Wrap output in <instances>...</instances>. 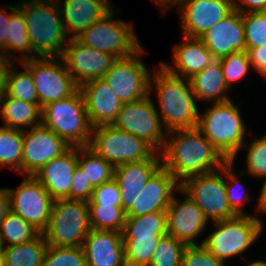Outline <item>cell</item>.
I'll return each instance as SVG.
<instances>
[{
	"label": "cell",
	"mask_w": 266,
	"mask_h": 266,
	"mask_svg": "<svg viewBox=\"0 0 266 266\" xmlns=\"http://www.w3.org/2000/svg\"><path fill=\"white\" fill-rule=\"evenodd\" d=\"M122 234L123 237L167 235L166 211H156L137 217H126Z\"/></svg>",
	"instance_id": "obj_34"
},
{
	"label": "cell",
	"mask_w": 266,
	"mask_h": 266,
	"mask_svg": "<svg viewBox=\"0 0 266 266\" xmlns=\"http://www.w3.org/2000/svg\"><path fill=\"white\" fill-rule=\"evenodd\" d=\"M90 230L87 201L57 199L53 200L50 220L42 234L48 245L82 247Z\"/></svg>",
	"instance_id": "obj_7"
},
{
	"label": "cell",
	"mask_w": 266,
	"mask_h": 266,
	"mask_svg": "<svg viewBox=\"0 0 266 266\" xmlns=\"http://www.w3.org/2000/svg\"><path fill=\"white\" fill-rule=\"evenodd\" d=\"M180 188L200 207L209 222L235 217L225 187V165L216 171L185 180Z\"/></svg>",
	"instance_id": "obj_10"
},
{
	"label": "cell",
	"mask_w": 266,
	"mask_h": 266,
	"mask_svg": "<svg viewBox=\"0 0 266 266\" xmlns=\"http://www.w3.org/2000/svg\"><path fill=\"white\" fill-rule=\"evenodd\" d=\"M261 77H263L264 78L263 80L266 81V73L264 75H262Z\"/></svg>",
	"instance_id": "obj_58"
},
{
	"label": "cell",
	"mask_w": 266,
	"mask_h": 266,
	"mask_svg": "<svg viewBox=\"0 0 266 266\" xmlns=\"http://www.w3.org/2000/svg\"><path fill=\"white\" fill-rule=\"evenodd\" d=\"M178 193L184 194L182 200L176 196ZM166 214L167 235L186 246L201 245V242L196 241L203 236L210 222L200 207L181 188L174 193Z\"/></svg>",
	"instance_id": "obj_15"
},
{
	"label": "cell",
	"mask_w": 266,
	"mask_h": 266,
	"mask_svg": "<svg viewBox=\"0 0 266 266\" xmlns=\"http://www.w3.org/2000/svg\"><path fill=\"white\" fill-rule=\"evenodd\" d=\"M246 48L266 46V11L242 13Z\"/></svg>",
	"instance_id": "obj_42"
},
{
	"label": "cell",
	"mask_w": 266,
	"mask_h": 266,
	"mask_svg": "<svg viewBox=\"0 0 266 266\" xmlns=\"http://www.w3.org/2000/svg\"><path fill=\"white\" fill-rule=\"evenodd\" d=\"M48 243L40 233L29 242L3 248L5 266H42Z\"/></svg>",
	"instance_id": "obj_30"
},
{
	"label": "cell",
	"mask_w": 266,
	"mask_h": 266,
	"mask_svg": "<svg viewBox=\"0 0 266 266\" xmlns=\"http://www.w3.org/2000/svg\"><path fill=\"white\" fill-rule=\"evenodd\" d=\"M10 211V199L8 189L0 188V221Z\"/></svg>",
	"instance_id": "obj_51"
},
{
	"label": "cell",
	"mask_w": 266,
	"mask_h": 266,
	"mask_svg": "<svg viewBox=\"0 0 266 266\" xmlns=\"http://www.w3.org/2000/svg\"><path fill=\"white\" fill-rule=\"evenodd\" d=\"M78 167L94 188L114 177V167L88 146L78 147Z\"/></svg>",
	"instance_id": "obj_33"
},
{
	"label": "cell",
	"mask_w": 266,
	"mask_h": 266,
	"mask_svg": "<svg viewBox=\"0 0 266 266\" xmlns=\"http://www.w3.org/2000/svg\"><path fill=\"white\" fill-rule=\"evenodd\" d=\"M241 105L233 99L213 103L200 112L197 129L227 161H236L247 136V123L241 115Z\"/></svg>",
	"instance_id": "obj_3"
},
{
	"label": "cell",
	"mask_w": 266,
	"mask_h": 266,
	"mask_svg": "<svg viewBox=\"0 0 266 266\" xmlns=\"http://www.w3.org/2000/svg\"><path fill=\"white\" fill-rule=\"evenodd\" d=\"M250 140L251 143L245 142L242 146V150H247L245 153V166L243 171L238 173L240 176H251L252 178H259L266 180V134L263 136H256ZM244 148V149H243Z\"/></svg>",
	"instance_id": "obj_38"
},
{
	"label": "cell",
	"mask_w": 266,
	"mask_h": 266,
	"mask_svg": "<svg viewBox=\"0 0 266 266\" xmlns=\"http://www.w3.org/2000/svg\"><path fill=\"white\" fill-rule=\"evenodd\" d=\"M3 248H4V246L2 244V240H1V237H0V252L3 251Z\"/></svg>",
	"instance_id": "obj_57"
},
{
	"label": "cell",
	"mask_w": 266,
	"mask_h": 266,
	"mask_svg": "<svg viewBox=\"0 0 266 266\" xmlns=\"http://www.w3.org/2000/svg\"><path fill=\"white\" fill-rule=\"evenodd\" d=\"M252 69L260 77L266 73V46L256 48H246Z\"/></svg>",
	"instance_id": "obj_48"
},
{
	"label": "cell",
	"mask_w": 266,
	"mask_h": 266,
	"mask_svg": "<svg viewBox=\"0 0 266 266\" xmlns=\"http://www.w3.org/2000/svg\"><path fill=\"white\" fill-rule=\"evenodd\" d=\"M78 166V147H70L58 158L44 165L34 177L49 192L53 200L70 199L74 170Z\"/></svg>",
	"instance_id": "obj_25"
},
{
	"label": "cell",
	"mask_w": 266,
	"mask_h": 266,
	"mask_svg": "<svg viewBox=\"0 0 266 266\" xmlns=\"http://www.w3.org/2000/svg\"><path fill=\"white\" fill-rule=\"evenodd\" d=\"M61 58L78 86L103 78L117 60L112 54L85 46L76 38L68 41Z\"/></svg>",
	"instance_id": "obj_17"
},
{
	"label": "cell",
	"mask_w": 266,
	"mask_h": 266,
	"mask_svg": "<svg viewBox=\"0 0 266 266\" xmlns=\"http://www.w3.org/2000/svg\"><path fill=\"white\" fill-rule=\"evenodd\" d=\"M186 245L172 236L161 238L154 250L149 266H182V256Z\"/></svg>",
	"instance_id": "obj_40"
},
{
	"label": "cell",
	"mask_w": 266,
	"mask_h": 266,
	"mask_svg": "<svg viewBox=\"0 0 266 266\" xmlns=\"http://www.w3.org/2000/svg\"><path fill=\"white\" fill-rule=\"evenodd\" d=\"M39 234L37 229L11 210L0 221V237L4 247L29 242Z\"/></svg>",
	"instance_id": "obj_35"
},
{
	"label": "cell",
	"mask_w": 266,
	"mask_h": 266,
	"mask_svg": "<svg viewBox=\"0 0 266 266\" xmlns=\"http://www.w3.org/2000/svg\"><path fill=\"white\" fill-rule=\"evenodd\" d=\"M161 166V154L157 152L151 159L114 167V179L120 188L121 207L125 213L131 209L138 194Z\"/></svg>",
	"instance_id": "obj_22"
},
{
	"label": "cell",
	"mask_w": 266,
	"mask_h": 266,
	"mask_svg": "<svg viewBox=\"0 0 266 266\" xmlns=\"http://www.w3.org/2000/svg\"><path fill=\"white\" fill-rule=\"evenodd\" d=\"M181 39L182 42L173 46V63L170 65L167 62L160 61V64L169 73L190 79L216 59L200 38L182 35Z\"/></svg>",
	"instance_id": "obj_24"
},
{
	"label": "cell",
	"mask_w": 266,
	"mask_h": 266,
	"mask_svg": "<svg viewBox=\"0 0 266 266\" xmlns=\"http://www.w3.org/2000/svg\"><path fill=\"white\" fill-rule=\"evenodd\" d=\"M82 248L86 266H126L122 232L91 229Z\"/></svg>",
	"instance_id": "obj_23"
},
{
	"label": "cell",
	"mask_w": 266,
	"mask_h": 266,
	"mask_svg": "<svg viewBox=\"0 0 266 266\" xmlns=\"http://www.w3.org/2000/svg\"><path fill=\"white\" fill-rule=\"evenodd\" d=\"M23 130L0 126V170L6 167L22 177Z\"/></svg>",
	"instance_id": "obj_32"
},
{
	"label": "cell",
	"mask_w": 266,
	"mask_h": 266,
	"mask_svg": "<svg viewBox=\"0 0 266 266\" xmlns=\"http://www.w3.org/2000/svg\"><path fill=\"white\" fill-rule=\"evenodd\" d=\"M41 113V124L52 130L69 146L89 145L92 127L80 90L65 99L45 105Z\"/></svg>",
	"instance_id": "obj_6"
},
{
	"label": "cell",
	"mask_w": 266,
	"mask_h": 266,
	"mask_svg": "<svg viewBox=\"0 0 266 266\" xmlns=\"http://www.w3.org/2000/svg\"><path fill=\"white\" fill-rule=\"evenodd\" d=\"M18 64L24 68L22 71L18 69L17 62H8L4 92L8 96L22 101L39 103L31 71L22 62H18Z\"/></svg>",
	"instance_id": "obj_31"
},
{
	"label": "cell",
	"mask_w": 266,
	"mask_h": 266,
	"mask_svg": "<svg viewBox=\"0 0 266 266\" xmlns=\"http://www.w3.org/2000/svg\"><path fill=\"white\" fill-rule=\"evenodd\" d=\"M8 67V62L0 57V97L4 94L5 72Z\"/></svg>",
	"instance_id": "obj_53"
},
{
	"label": "cell",
	"mask_w": 266,
	"mask_h": 266,
	"mask_svg": "<svg viewBox=\"0 0 266 266\" xmlns=\"http://www.w3.org/2000/svg\"><path fill=\"white\" fill-rule=\"evenodd\" d=\"M70 147L42 124L23 130L22 176H34L44 165L61 156Z\"/></svg>",
	"instance_id": "obj_16"
},
{
	"label": "cell",
	"mask_w": 266,
	"mask_h": 266,
	"mask_svg": "<svg viewBox=\"0 0 266 266\" xmlns=\"http://www.w3.org/2000/svg\"><path fill=\"white\" fill-rule=\"evenodd\" d=\"M182 266H227L217 259L202 244L186 246L182 256Z\"/></svg>",
	"instance_id": "obj_44"
},
{
	"label": "cell",
	"mask_w": 266,
	"mask_h": 266,
	"mask_svg": "<svg viewBox=\"0 0 266 266\" xmlns=\"http://www.w3.org/2000/svg\"><path fill=\"white\" fill-rule=\"evenodd\" d=\"M88 205L91 229L123 231L126 221V213L123 211L122 207L100 204Z\"/></svg>",
	"instance_id": "obj_37"
},
{
	"label": "cell",
	"mask_w": 266,
	"mask_h": 266,
	"mask_svg": "<svg viewBox=\"0 0 266 266\" xmlns=\"http://www.w3.org/2000/svg\"><path fill=\"white\" fill-rule=\"evenodd\" d=\"M14 52H17L20 56H16ZM33 58L36 57L33 55V49L28 38L25 17L15 2L10 5L8 62L18 63Z\"/></svg>",
	"instance_id": "obj_29"
},
{
	"label": "cell",
	"mask_w": 266,
	"mask_h": 266,
	"mask_svg": "<svg viewBox=\"0 0 266 266\" xmlns=\"http://www.w3.org/2000/svg\"><path fill=\"white\" fill-rule=\"evenodd\" d=\"M88 147L113 167L151 159L157 151L143 139L113 125L92 128Z\"/></svg>",
	"instance_id": "obj_9"
},
{
	"label": "cell",
	"mask_w": 266,
	"mask_h": 266,
	"mask_svg": "<svg viewBox=\"0 0 266 266\" xmlns=\"http://www.w3.org/2000/svg\"><path fill=\"white\" fill-rule=\"evenodd\" d=\"M262 184L263 185L260 188L261 191L259 192L260 194L258 195L259 198L256 199V201L258 200L256 203V207L254 206L256 212L255 215H253V217L256 220H258L260 224L264 226L262 219L259 218L261 216H257L258 213L262 214V212L266 214V180H263Z\"/></svg>",
	"instance_id": "obj_50"
},
{
	"label": "cell",
	"mask_w": 266,
	"mask_h": 266,
	"mask_svg": "<svg viewBox=\"0 0 266 266\" xmlns=\"http://www.w3.org/2000/svg\"><path fill=\"white\" fill-rule=\"evenodd\" d=\"M92 128L112 125L123 102L112 91L104 78L94 79L79 86Z\"/></svg>",
	"instance_id": "obj_21"
},
{
	"label": "cell",
	"mask_w": 266,
	"mask_h": 266,
	"mask_svg": "<svg viewBox=\"0 0 266 266\" xmlns=\"http://www.w3.org/2000/svg\"><path fill=\"white\" fill-rule=\"evenodd\" d=\"M213 232L204 237L201 244L225 264L230 258L243 256L261 238L264 227L252 215H236L233 218L212 222ZM216 227V228H215ZM215 228V230H214ZM227 260V261H226Z\"/></svg>",
	"instance_id": "obj_5"
},
{
	"label": "cell",
	"mask_w": 266,
	"mask_h": 266,
	"mask_svg": "<svg viewBox=\"0 0 266 266\" xmlns=\"http://www.w3.org/2000/svg\"><path fill=\"white\" fill-rule=\"evenodd\" d=\"M93 189L94 187L90 184V181L77 166L72 177L70 199L88 202L91 199Z\"/></svg>",
	"instance_id": "obj_46"
},
{
	"label": "cell",
	"mask_w": 266,
	"mask_h": 266,
	"mask_svg": "<svg viewBox=\"0 0 266 266\" xmlns=\"http://www.w3.org/2000/svg\"><path fill=\"white\" fill-rule=\"evenodd\" d=\"M142 47L128 58L117 59L103 77L123 103L141 100L149 95L151 73L142 60Z\"/></svg>",
	"instance_id": "obj_13"
},
{
	"label": "cell",
	"mask_w": 266,
	"mask_h": 266,
	"mask_svg": "<svg viewBox=\"0 0 266 266\" xmlns=\"http://www.w3.org/2000/svg\"><path fill=\"white\" fill-rule=\"evenodd\" d=\"M152 99L149 94L141 100L123 103L112 125L143 139L160 153L165 144L167 131L155 108L156 102Z\"/></svg>",
	"instance_id": "obj_12"
},
{
	"label": "cell",
	"mask_w": 266,
	"mask_h": 266,
	"mask_svg": "<svg viewBox=\"0 0 266 266\" xmlns=\"http://www.w3.org/2000/svg\"><path fill=\"white\" fill-rule=\"evenodd\" d=\"M0 266H5L4 265V257H3L2 251L0 252Z\"/></svg>",
	"instance_id": "obj_56"
},
{
	"label": "cell",
	"mask_w": 266,
	"mask_h": 266,
	"mask_svg": "<svg viewBox=\"0 0 266 266\" xmlns=\"http://www.w3.org/2000/svg\"><path fill=\"white\" fill-rule=\"evenodd\" d=\"M35 57H61L70 38L57 2H17ZM68 38V39H67Z\"/></svg>",
	"instance_id": "obj_4"
},
{
	"label": "cell",
	"mask_w": 266,
	"mask_h": 266,
	"mask_svg": "<svg viewBox=\"0 0 266 266\" xmlns=\"http://www.w3.org/2000/svg\"><path fill=\"white\" fill-rule=\"evenodd\" d=\"M88 204L112 205L121 207V193L117 181L114 177L104 184L93 189L91 199Z\"/></svg>",
	"instance_id": "obj_45"
},
{
	"label": "cell",
	"mask_w": 266,
	"mask_h": 266,
	"mask_svg": "<svg viewBox=\"0 0 266 266\" xmlns=\"http://www.w3.org/2000/svg\"><path fill=\"white\" fill-rule=\"evenodd\" d=\"M180 184L161 166L138 194L126 217L143 216L156 211H166Z\"/></svg>",
	"instance_id": "obj_20"
},
{
	"label": "cell",
	"mask_w": 266,
	"mask_h": 266,
	"mask_svg": "<svg viewBox=\"0 0 266 266\" xmlns=\"http://www.w3.org/2000/svg\"><path fill=\"white\" fill-rule=\"evenodd\" d=\"M10 210L40 233L49 223L53 199L34 176H23L17 188H9Z\"/></svg>",
	"instance_id": "obj_14"
},
{
	"label": "cell",
	"mask_w": 266,
	"mask_h": 266,
	"mask_svg": "<svg viewBox=\"0 0 266 266\" xmlns=\"http://www.w3.org/2000/svg\"><path fill=\"white\" fill-rule=\"evenodd\" d=\"M189 80L198 101L221 103L232 99L227 94L231 89L225 83L220 60L216 59Z\"/></svg>",
	"instance_id": "obj_27"
},
{
	"label": "cell",
	"mask_w": 266,
	"mask_h": 266,
	"mask_svg": "<svg viewBox=\"0 0 266 266\" xmlns=\"http://www.w3.org/2000/svg\"><path fill=\"white\" fill-rule=\"evenodd\" d=\"M22 63L31 71L41 108L79 90L61 57H36Z\"/></svg>",
	"instance_id": "obj_11"
},
{
	"label": "cell",
	"mask_w": 266,
	"mask_h": 266,
	"mask_svg": "<svg viewBox=\"0 0 266 266\" xmlns=\"http://www.w3.org/2000/svg\"><path fill=\"white\" fill-rule=\"evenodd\" d=\"M234 167L235 161H228L225 164V187L229 205L237 215H251L244 209L245 205L251 202L252 196L248 193L247 187L243 185L241 177L234 172Z\"/></svg>",
	"instance_id": "obj_39"
},
{
	"label": "cell",
	"mask_w": 266,
	"mask_h": 266,
	"mask_svg": "<svg viewBox=\"0 0 266 266\" xmlns=\"http://www.w3.org/2000/svg\"><path fill=\"white\" fill-rule=\"evenodd\" d=\"M154 3V6L158 7L160 11H162L160 14L162 16H165L167 11H169L172 8H176L182 0H150V2Z\"/></svg>",
	"instance_id": "obj_52"
},
{
	"label": "cell",
	"mask_w": 266,
	"mask_h": 266,
	"mask_svg": "<svg viewBox=\"0 0 266 266\" xmlns=\"http://www.w3.org/2000/svg\"><path fill=\"white\" fill-rule=\"evenodd\" d=\"M247 266H266V261L263 259H255L253 261H249V264H247Z\"/></svg>",
	"instance_id": "obj_54"
},
{
	"label": "cell",
	"mask_w": 266,
	"mask_h": 266,
	"mask_svg": "<svg viewBox=\"0 0 266 266\" xmlns=\"http://www.w3.org/2000/svg\"><path fill=\"white\" fill-rule=\"evenodd\" d=\"M42 266H86L83 248L48 245Z\"/></svg>",
	"instance_id": "obj_43"
},
{
	"label": "cell",
	"mask_w": 266,
	"mask_h": 266,
	"mask_svg": "<svg viewBox=\"0 0 266 266\" xmlns=\"http://www.w3.org/2000/svg\"><path fill=\"white\" fill-rule=\"evenodd\" d=\"M153 67L149 94L156 95L155 108L164 129L169 132L197 128L200 111L190 80L169 73L159 63Z\"/></svg>",
	"instance_id": "obj_2"
},
{
	"label": "cell",
	"mask_w": 266,
	"mask_h": 266,
	"mask_svg": "<svg viewBox=\"0 0 266 266\" xmlns=\"http://www.w3.org/2000/svg\"><path fill=\"white\" fill-rule=\"evenodd\" d=\"M164 236L123 237L126 266H149L154 250Z\"/></svg>",
	"instance_id": "obj_36"
},
{
	"label": "cell",
	"mask_w": 266,
	"mask_h": 266,
	"mask_svg": "<svg viewBox=\"0 0 266 266\" xmlns=\"http://www.w3.org/2000/svg\"><path fill=\"white\" fill-rule=\"evenodd\" d=\"M200 39L217 60L234 52L246 51L242 13L234 9Z\"/></svg>",
	"instance_id": "obj_19"
},
{
	"label": "cell",
	"mask_w": 266,
	"mask_h": 266,
	"mask_svg": "<svg viewBox=\"0 0 266 266\" xmlns=\"http://www.w3.org/2000/svg\"><path fill=\"white\" fill-rule=\"evenodd\" d=\"M233 3L241 13L266 11V0H233Z\"/></svg>",
	"instance_id": "obj_49"
},
{
	"label": "cell",
	"mask_w": 266,
	"mask_h": 266,
	"mask_svg": "<svg viewBox=\"0 0 266 266\" xmlns=\"http://www.w3.org/2000/svg\"><path fill=\"white\" fill-rule=\"evenodd\" d=\"M219 60L222 66L225 83L229 89L234 82H238L244 78L247 79L250 69H252L247 51L234 52Z\"/></svg>",
	"instance_id": "obj_41"
},
{
	"label": "cell",
	"mask_w": 266,
	"mask_h": 266,
	"mask_svg": "<svg viewBox=\"0 0 266 266\" xmlns=\"http://www.w3.org/2000/svg\"><path fill=\"white\" fill-rule=\"evenodd\" d=\"M176 9L182 25L181 35L200 38L234 10V3L233 0H182Z\"/></svg>",
	"instance_id": "obj_18"
},
{
	"label": "cell",
	"mask_w": 266,
	"mask_h": 266,
	"mask_svg": "<svg viewBox=\"0 0 266 266\" xmlns=\"http://www.w3.org/2000/svg\"><path fill=\"white\" fill-rule=\"evenodd\" d=\"M57 4L70 39L79 36L115 7L110 0H57Z\"/></svg>",
	"instance_id": "obj_26"
},
{
	"label": "cell",
	"mask_w": 266,
	"mask_h": 266,
	"mask_svg": "<svg viewBox=\"0 0 266 266\" xmlns=\"http://www.w3.org/2000/svg\"><path fill=\"white\" fill-rule=\"evenodd\" d=\"M41 111L39 103L22 101L5 92L0 97V118L5 127L26 130L41 125Z\"/></svg>",
	"instance_id": "obj_28"
},
{
	"label": "cell",
	"mask_w": 266,
	"mask_h": 266,
	"mask_svg": "<svg viewBox=\"0 0 266 266\" xmlns=\"http://www.w3.org/2000/svg\"><path fill=\"white\" fill-rule=\"evenodd\" d=\"M160 154L162 166L180 185L192 176L216 171L228 162L197 128L167 132Z\"/></svg>",
	"instance_id": "obj_1"
},
{
	"label": "cell",
	"mask_w": 266,
	"mask_h": 266,
	"mask_svg": "<svg viewBox=\"0 0 266 266\" xmlns=\"http://www.w3.org/2000/svg\"><path fill=\"white\" fill-rule=\"evenodd\" d=\"M21 1H26V2H57V0H20Z\"/></svg>",
	"instance_id": "obj_55"
},
{
	"label": "cell",
	"mask_w": 266,
	"mask_h": 266,
	"mask_svg": "<svg viewBox=\"0 0 266 266\" xmlns=\"http://www.w3.org/2000/svg\"><path fill=\"white\" fill-rule=\"evenodd\" d=\"M3 8H6L3 9ZM8 10V11H7ZM10 30V4L0 7V57L8 62V38Z\"/></svg>",
	"instance_id": "obj_47"
},
{
	"label": "cell",
	"mask_w": 266,
	"mask_h": 266,
	"mask_svg": "<svg viewBox=\"0 0 266 266\" xmlns=\"http://www.w3.org/2000/svg\"><path fill=\"white\" fill-rule=\"evenodd\" d=\"M114 7L76 39L85 46L112 54L117 59L128 58L143 46L135 34L133 23L114 18Z\"/></svg>",
	"instance_id": "obj_8"
}]
</instances>
